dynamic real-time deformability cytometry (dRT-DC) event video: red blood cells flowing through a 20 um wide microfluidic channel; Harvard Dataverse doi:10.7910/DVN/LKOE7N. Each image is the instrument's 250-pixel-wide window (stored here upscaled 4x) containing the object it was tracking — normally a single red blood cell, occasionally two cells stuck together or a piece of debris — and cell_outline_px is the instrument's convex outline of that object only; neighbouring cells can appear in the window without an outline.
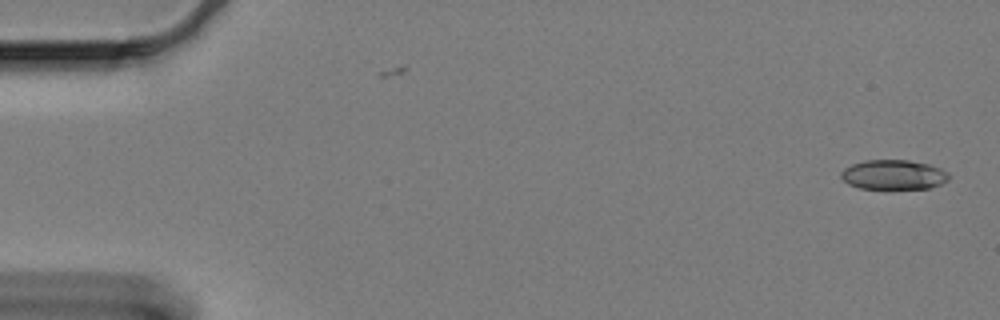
{"species": "Egyptian fruit bat (a non-hibernating species)", "species_latin": "Rousettus aegyptiacus", "temperature_condition": "cold", "stored_images_in_passage": 22, "camera_frame_rate_fps": 3000, "um_per_image_px": 0.085, "animal": {"sex": "female"}, "frame": {"image": 1, "passage_image": 1, "time_ms": 0.0, "image_size_px": [1000, 320], "cell_outline_px": [[948, 180], [940, 184], [928, 188], [860, 188], [848, 184], [840, 176], [840, 172], [844, 168], [852, 164], [864, 160], [908, 160], [928, 164], [940, 168], [948, 172]], "centroid_in_image_um": [75.92, 14.84], "position_along_channel_um": 9.1, "area_um2": 18.5}}
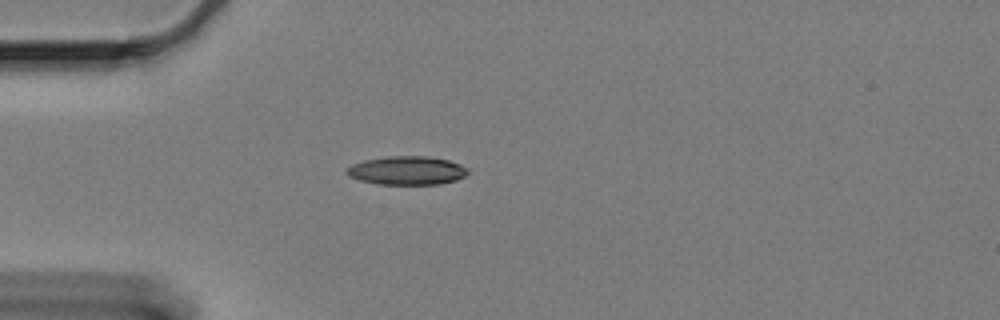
{"frame": {"image": 2, "passage_image": 16, "time_ms": 5.0, "image_size_px": [1000, 320], "cell_outline_px": [[468, 172], [464, 176], [456, 180], [440, 184], [376, 184], [360, 180], [348, 176], [344, 172], [352, 164], [364, 160], [388, 156], [428, 156], [448, 160], [460, 164], [468, 168]], "centroid_in_image_um": [34.58, 14.49], "position_along_channel_um": 50.4, "area_um2": 20.23}}